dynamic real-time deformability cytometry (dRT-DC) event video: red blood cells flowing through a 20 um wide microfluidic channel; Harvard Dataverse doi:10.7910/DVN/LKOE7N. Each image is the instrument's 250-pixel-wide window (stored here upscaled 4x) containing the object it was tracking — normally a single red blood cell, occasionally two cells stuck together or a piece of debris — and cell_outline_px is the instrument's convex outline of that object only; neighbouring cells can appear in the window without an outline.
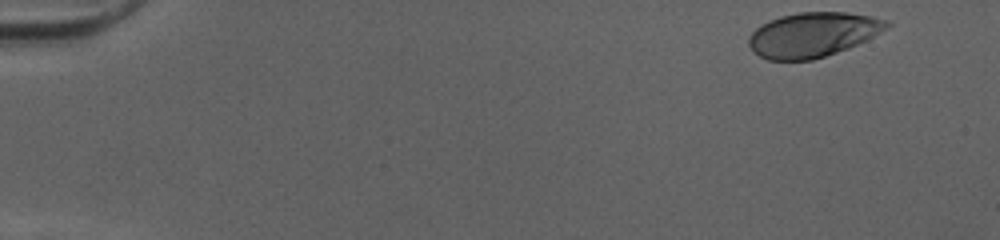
{"species": "human", "species_latin": "Homo sapiens", "temperature_condition": "cold", "stored_images_in_passage": 48, "camera_frame_rate_fps": 3000, "um_per_image_px": 0.085, "donor": {"sex": "female"}, "frame": {"image": 1, "passage_image": 1, "time_ms": 0.0, "image_size_px": [1000, 240], "cell_outline_px": [[892, 24], [888, 28], [848, 48], [812, 60], [768, 60], [752, 52], [748, 44], [748, 36], [756, 28], [780, 16], [800, 12], [844, 12], [872, 16], [884, 20]], "centroid_in_image_um": [69.06, 2.95], "position_along_channel_um": 15.9, "area_um2": 35.55}}
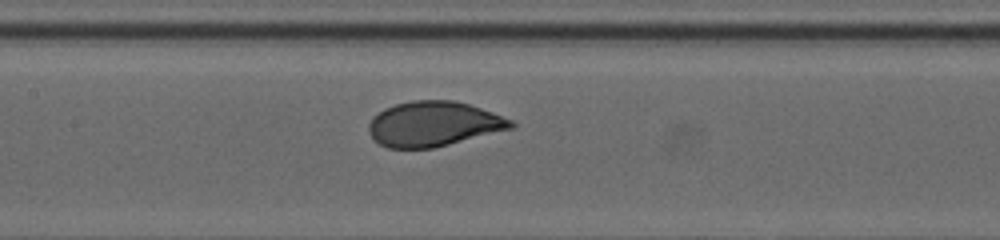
{"frame": {"image": 2, "passage_image": 23, "time_ms": 7.333, "image_size_px": [1000, 240], "cell_outline_px": [[516, 128], [432, 148], [388, 148], [380, 144], [368, 132], [368, 124], [372, 116], [384, 108], [396, 104], [412, 100], [452, 100], [468, 104], [492, 112], [512, 120], [516, 124]], "centroid_in_image_um": [36.86, 10.53], "position_along_channel_um": 170.5, "area_um2": 37.34}}
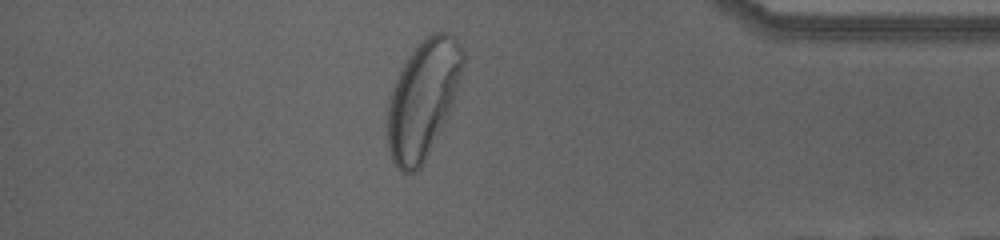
{"frame": {"image": 3, "passage_image": 42, "time_ms": 13.667, "image_size_px": [1000, 240], "cell_outline_px": [[464, 60], [452, 104], [420, 168], [416, 172], [400, 172], [392, 160], [388, 144], [388, 104], [396, 80], [404, 64], [412, 52], [432, 32], [448, 32], [456, 36], [464, 52]], "centroid_in_image_um": [35.95, 8.4], "position_along_channel_um": 399.2, "area_um2": 50.23}, "authors_computed_cell_mechanics": {"area_um2": 37.3677, "velocity_mm_per_s": 4.025, "shape_relaxation_time_tau1_ms": 2.8773, "shape_relaxation_time_tau2_ms": null, "deformation_change_tau1": 0.1587, "deformation_change_tau2": null}}